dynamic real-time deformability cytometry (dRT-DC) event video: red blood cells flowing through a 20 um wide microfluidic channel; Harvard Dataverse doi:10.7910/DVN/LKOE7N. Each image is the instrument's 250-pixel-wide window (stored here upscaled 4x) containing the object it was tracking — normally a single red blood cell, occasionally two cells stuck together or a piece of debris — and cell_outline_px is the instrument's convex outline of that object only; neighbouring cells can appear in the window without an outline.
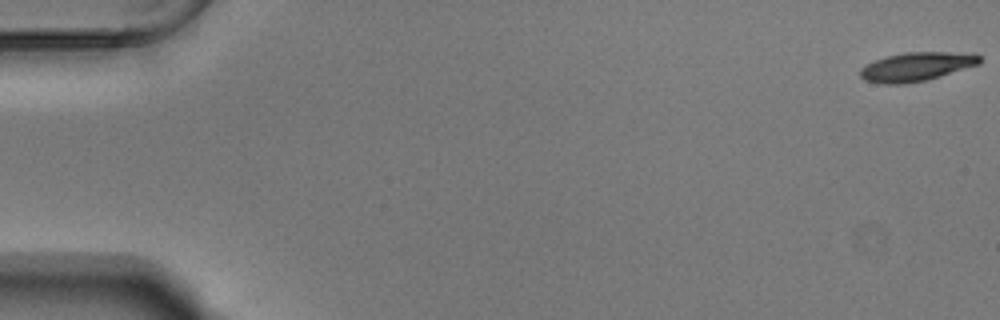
{"species": "Egyptian fruit bat (a non-hibernating species)", "species_latin": "Rousettus aegyptiacus", "temperature_condition": "warm", "stored_images_in_passage": 55, "camera_frame_rate_fps": 3000, "um_per_image_px": 0.085, "animal": {"sex": "male"}, "frame": {"image": 1, "passage_image": 1, "time_ms": 0.0, "image_size_px": [1000, 320], "cell_outline_px": [[980, 64], [940, 76], [924, 80], [904, 84], [884, 84], [864, 80], [860, 76], [860, 68], [876, 60], [888, 56], [904, 52], [976, 52], [980, 56]], "centroid_in_image_um": [77.94, 5.65], "position_along_channel_um": 7.1, "area_um2": 20.06}}
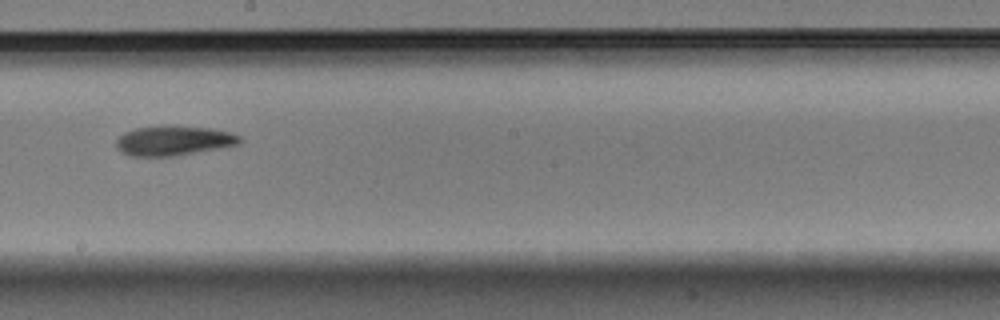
{"frame": {"image": 2, "passage_image": 32, "time_ms": 10.333, "image_size_px": [1000, 320], "cell_outline_px": [[244, 140], [236, 144], [176, 156], [128, 156], [120, 152], [116, 148], [116, 136], [124, 132], [136, 128], [176, 124], [212, 128], [232, 132], [240, 136]], "centroid_in_image_um": [14.71, 11.93], "position_along_channel_um": 233.5, "area_um2": 21.85}}
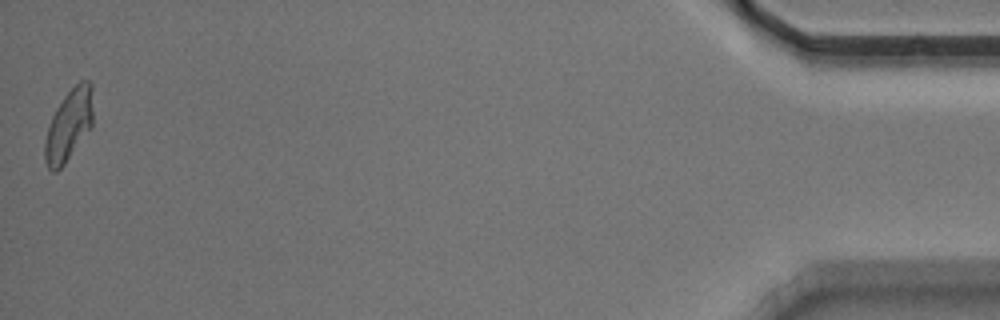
{"frame": {"image": 3, "passage_image": 55, "time_ms": 18.0, "image_size_px": [1000, 320], "cell_outline_px": [[92, 128], [64, 164], [56, 172], [52, 172], [48, 168], [44, 160], [44, 144], [48, 128], [52, 116], [56, 108], [64, 96], [80, 80], [88, 80], [92, 84]], "centroid_in_image_um": [5.85, 10.65], "position_along_channel_um": 429.3, "area_um2": 20.11}, "authors_computed_cell_mechanics": {"area_um2": 20.519, "velocity_mm_per_s": 3.7265, "shape_relaxation_time_tau1_ms": 5.8558, "shape_relaxation_time_tau2_ms": 11.1781, "deformation_change_tau1": 0.18, "deformation_change_tau2": 0.2249}}